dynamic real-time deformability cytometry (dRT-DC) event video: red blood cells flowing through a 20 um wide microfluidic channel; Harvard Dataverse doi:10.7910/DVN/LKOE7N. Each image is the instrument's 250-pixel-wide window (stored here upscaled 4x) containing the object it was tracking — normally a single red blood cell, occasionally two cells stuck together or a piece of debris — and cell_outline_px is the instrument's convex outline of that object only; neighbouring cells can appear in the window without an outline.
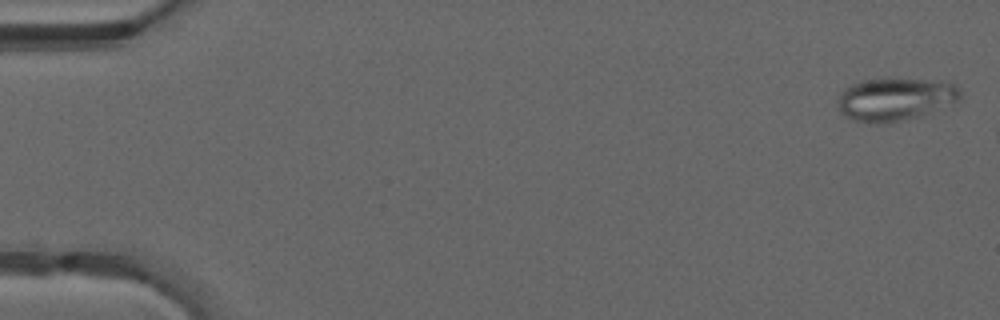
{"species": "common noctule bat (a hibernating species)", "species_latin": "Nyctalus noctula", "temperature_condition": "warm", "stored_images_in_passage": 9, "camera_frame_rate_fps": 3000, "um_per_image_px": 0.085, "animal": {"sex": "male", "forearm_length_mm": 52.5}, "frame": {"image": 1, "passage_image": 1, "time_ms": 0.0, "image_size_px": [1000, 320], "cell_outline_px": [[964, 96], [960, 100], [916, 116], [900, 120], [876, 124], [868, 124], [844, 116], [840, 112], [840, 92], [844, 88], [852, 84], [864, 80], [924, 80], [956, 84]], "centroid_in_image_um": [76.08, 8.44], "position_along_channel_um": 8.9, "area_um2": 29.71}}